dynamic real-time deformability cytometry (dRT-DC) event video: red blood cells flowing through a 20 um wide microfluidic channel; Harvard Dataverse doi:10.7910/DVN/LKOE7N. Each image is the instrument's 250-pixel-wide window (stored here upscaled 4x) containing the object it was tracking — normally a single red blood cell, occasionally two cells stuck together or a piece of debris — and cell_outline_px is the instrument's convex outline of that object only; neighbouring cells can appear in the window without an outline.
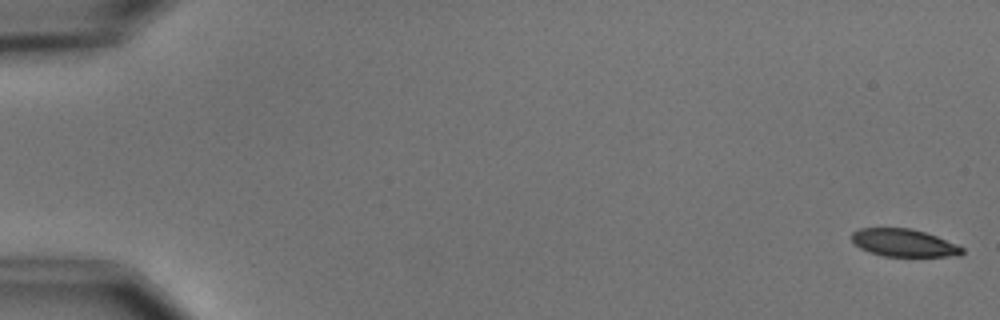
{"species": "common noctule bat (a hibernating species)", "species_latin": "Nyctalus noctula", "temperature_condition": "cold", "stored_images_in_passage": 7, "camera_frame_rate_fps": 3000, "um_per_image_px": 0.085, "animal": {"sex": "male", "body_mass_g": 15.6}, "frame": {"image": 1, "passage_image": 1, "time_ms": 0.0, "image_size_px": [1000, 320], "cell_outline_px": [[964, 252], [960, 256], [884, 256], [868, 252], [860, 248], [852, 240], [852, 232], [860, 228], [912, 228], [936, 236], [956, 244], [964, 248]], "centroid_in_image_um": [76.83, 20.64], "position_along_channel_um": 8.2, "area_um2": 17.74}}
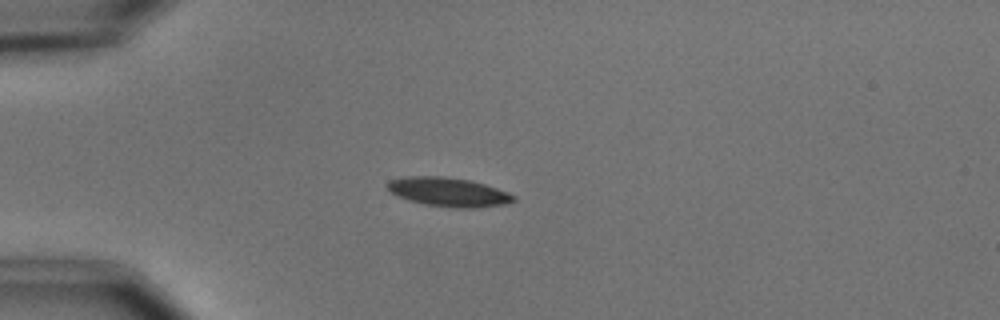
{"frame": {"image": 2, "passage_image": 5, "time_ms": 4.667, "image_size_px": [1000, 320], "cell_outline_px": [[516, 200], [508, 204], [480, 208], [452, 208], [424, 204], [408, 200], [392, 192], [384, 184], [388, 180], [404, 176], [440, 176], [468, 180], [484, 184], [508, 192], [516, 196]], "centroid_in_image_um": [38.14, 16.33], "position_along_channel_um": 46.9, "area_um2": 21.5}}
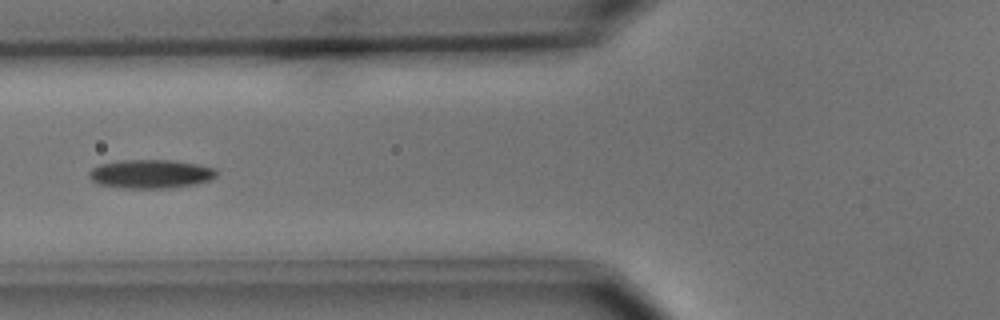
{"frame": {"image": 3, "passage_image": 7, "time_ms": 7.0, "image_size_px": [1000, 320], "cell_outline_px": [[220, 172], [212, 180], [196, 184], [172, 188], [124, 188], [100, 184], [92, 180], [88, 176], [88, 172], [92, 168], [100, 164], [124, 160], [172, 160], [196, 164], [216, 168]], "centroid_in_image_um": [12.86, 14.79], "position_along_channel_um": 112.9, "area_um2": 21.5}}